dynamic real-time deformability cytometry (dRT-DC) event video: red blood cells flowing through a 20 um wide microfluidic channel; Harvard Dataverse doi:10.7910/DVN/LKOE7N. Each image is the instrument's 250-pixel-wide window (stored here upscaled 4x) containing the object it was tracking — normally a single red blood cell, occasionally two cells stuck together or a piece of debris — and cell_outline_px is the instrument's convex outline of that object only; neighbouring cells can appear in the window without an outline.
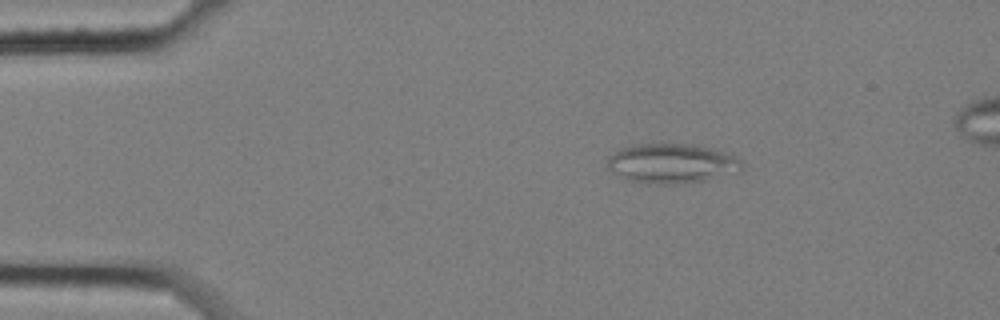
{"species": "common noctule bat (a hibernating species)", "species_latin": "Nyctalus noctula", "temperature_condition": "cold", "stored_images_in_passage": 5, "camera_frame_rate_fps": 3000, "um_per_image_px": 0.085, "animal": {"sex": "female", "body_mass_g": 25.1}, "frame": {"image": 1, "passage_image": 3, "time_ms": 0.667, "image_size_px": [1000, 320], "cell_outline_px": [[744, 172], [684, 184], [660, 184], [628, 180], [612, 172], [604, 164], [604, 156], [620, 148], [632, 144], [696, 144], [712, 148], [724, 152], [740, 160], [744, 164]], "centroid_in_image_um": [57.07, 13.89], "position_along_channel_um": 27.9, "area_um2": 31.79}}